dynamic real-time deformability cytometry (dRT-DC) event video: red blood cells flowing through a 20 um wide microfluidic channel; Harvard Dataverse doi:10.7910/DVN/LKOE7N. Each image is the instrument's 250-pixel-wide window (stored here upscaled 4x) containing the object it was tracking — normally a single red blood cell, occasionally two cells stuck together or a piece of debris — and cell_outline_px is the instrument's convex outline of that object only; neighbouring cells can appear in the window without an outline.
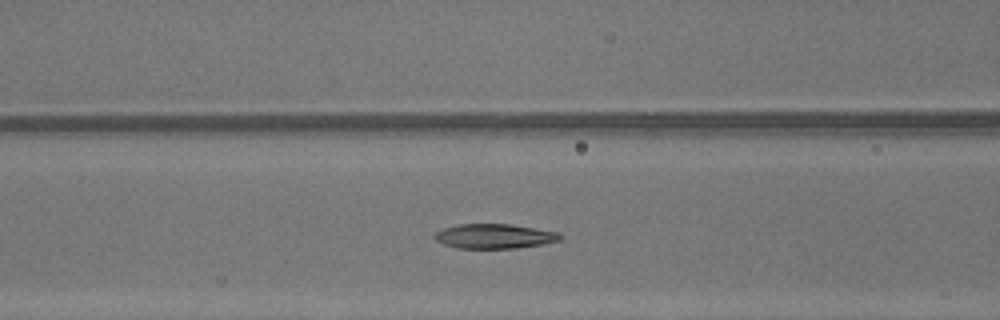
{"species": "common noctule bat (a hibernating species)", "species_latin": "Nyctalus noctula", "temperature_condition": "warm", "stored_images_in_passage": 41, "camera_frame_rate_fps": 3000, "um_per_image_px": 0.085, "animal": {"sex": "male", "body_mass_g": 13.3}, "frame": {"image": 1, "passage_image": 21, "time_ms": 6.667, "image_size_px": [1000, 320], "cell_outline_px": [[560, 240], [540, 244], [516, 248], [460, 248], [444, 244], [436, 240], [432, 236], [436, 232], [444, 228], [460, 224], [508, 224], [560, 232]], "centroid_in_image_um": [42.0, 20.07], "position_along_channel_um": 124.6, "area_um2": 17.74}}
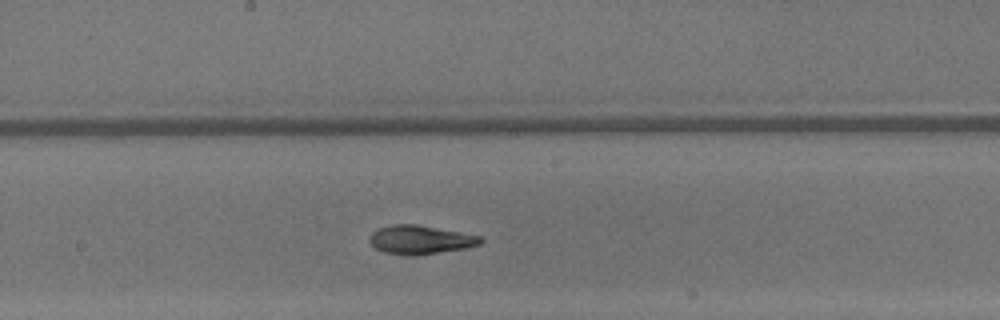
{"frame": {"image": 2, "passage_image": 27, "time_ms": 8.667, "image_size_px": [1000, 320], "cell_outline_px": [[484, 240], [480, 244], [468, 248], [416, 256], [404, 256], [384, 252], [376, 248], [368, 240], [372, 232], [380, 228], [392, 224], [416, 224], [480, 236]], "centroid_in_image_um": [35.72, 20.39], "position_along_channel_um": 212.5, "area_um2": 18.67}}
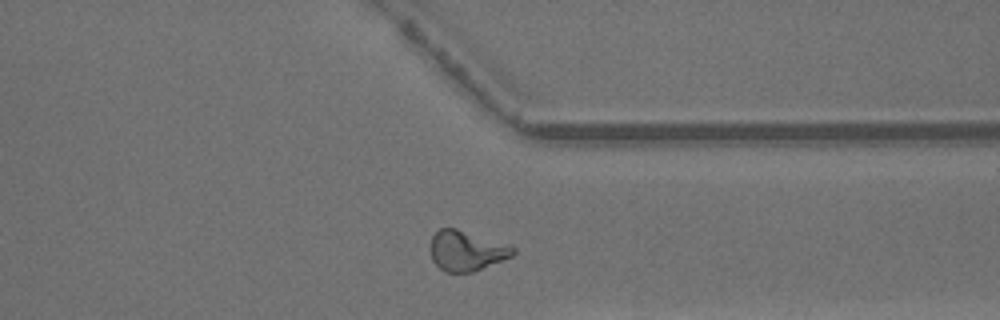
{"frame": {"image": 3, "passage_image": 38, "time_ms": 12.333, "image_size_px": [1000, 320], "cell_outline_px": [[516, 252], [512, 256], [472, 272], [444, 272], [432, 260], [432, 236], [440, 228], [456, 228], [512, 244], [516, 248]], "centroid_in_image_um": [39.71, 21.3], "position_along_channel_um": 371.7, "area_um2": 19.36}, "authors_computed_cell_mechanics": {"area_um2": 18.9584, "velocity_mm_per_s": 4.3818, "shape_relaxation_time_tau1_ms": 4.2075, "shape_relaxation_time_tau2_ms": 2.5523, "deformation_change_tau1": 0.1857, "deformation_change_tau2": 0.0899}}